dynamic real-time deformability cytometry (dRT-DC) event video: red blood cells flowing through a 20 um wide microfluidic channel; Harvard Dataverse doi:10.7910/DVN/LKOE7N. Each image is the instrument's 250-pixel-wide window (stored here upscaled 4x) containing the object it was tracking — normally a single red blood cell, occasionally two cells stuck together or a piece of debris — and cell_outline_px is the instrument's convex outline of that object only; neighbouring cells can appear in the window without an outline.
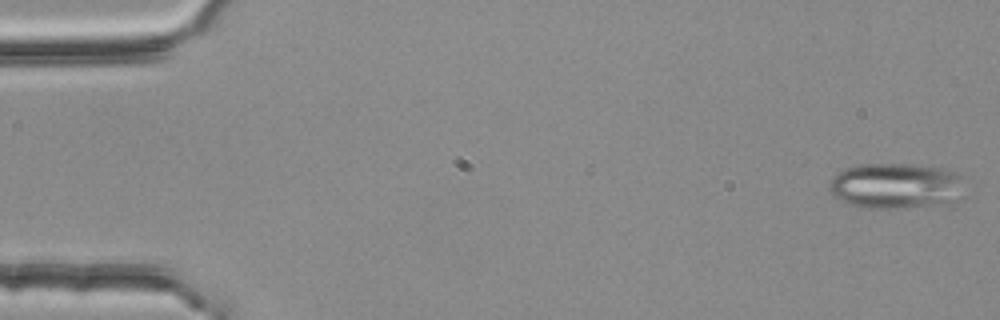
{"species": "common noctule bat (a hibernating species)", "species_latin": "Nyctalus noctula", "temperature_condition": "room temperature", "stored_images_in_passage": 4, "camera_frame_rate_fps": 3000, "um_per_image_px": 0.085, "animal": {"sex": "female", "body_mass_g": 25.1}, "frame": {"image": 1, "passage_image": 1, "time_ms": 0.0, "image_size_px": [1000, 320], "cell_outline_px": [[960, 176], [956, 200], [948, 204], [896, 208], [864, 208], [844, 204], [828, 188], [832, 176], [848, 168], [860, 164], [908, 164], [940, 168], [956, 172]], "centroid_in_image_um": [76.06, 15.81], "position_along_channel_um": 8.9, "area_um2": 35.55}}